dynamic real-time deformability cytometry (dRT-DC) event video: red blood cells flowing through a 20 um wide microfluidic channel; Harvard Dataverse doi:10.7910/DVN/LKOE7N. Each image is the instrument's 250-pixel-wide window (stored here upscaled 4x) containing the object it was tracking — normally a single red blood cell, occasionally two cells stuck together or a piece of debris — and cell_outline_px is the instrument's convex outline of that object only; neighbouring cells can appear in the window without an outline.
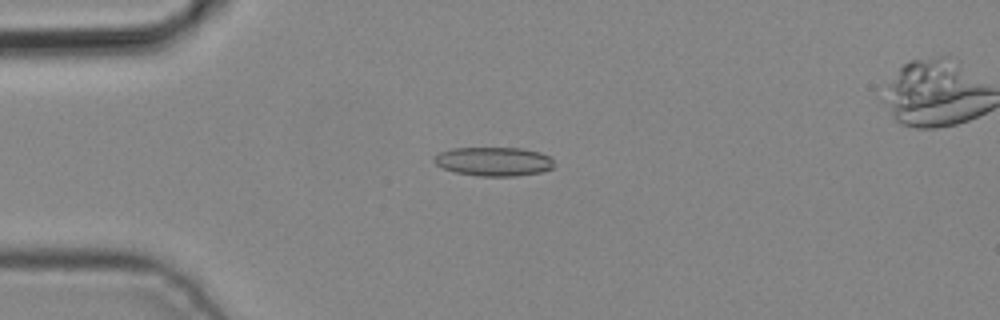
{"species": "common noctule bat (a hibernating species)", "species_latin": "Nyctalus noctula", "temperature_condition": "cold", "stored_images_in_passage": 4, "camera_frame_rate_fps": 3000, "um_per_image_px": 0.085, "animal": {"sex": "male", "body_mass_g": 19.2, "forearm_length_mm": 51.8}, "frame": {"image": 1, "passage_image": 3, "time_ms": 0.667, "image_size_px": [1000, 320], "cell_outline_px": [[552, 168], [540, 172], [516, 176], [480, 176], [456, 172], [444, 168], [436, 164], [432, 160], [432, 156], [440, 152], [452, 148], [520, 148], [540, 152], [552, 156]], "centroid_in_image_um": [41.95, 13.72], "position_along_channel_um": 43.1, "area_um2": 20.23}}